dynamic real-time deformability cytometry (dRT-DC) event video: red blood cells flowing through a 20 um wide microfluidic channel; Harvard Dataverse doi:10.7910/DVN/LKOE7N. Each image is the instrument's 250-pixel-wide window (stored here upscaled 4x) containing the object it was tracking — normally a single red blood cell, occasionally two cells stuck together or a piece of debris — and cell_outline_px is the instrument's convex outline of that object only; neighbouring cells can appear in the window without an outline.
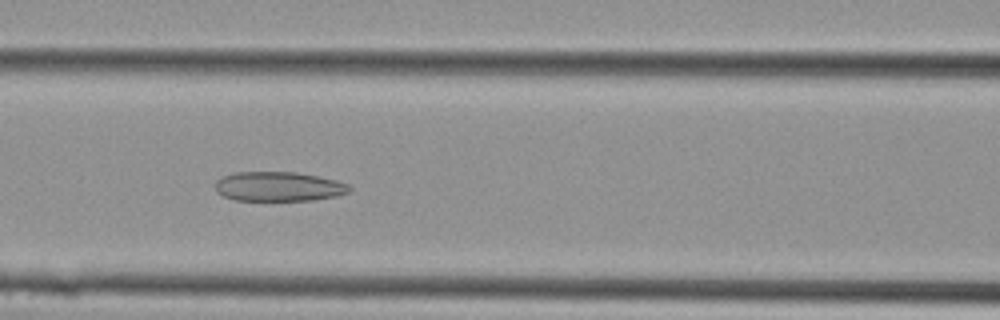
{"species": "Egyptian fruit bat (a non-hibernating species)", "species_latin": "Rousettus aegyptiacus", "temperature_condition": "cold", "stored_images_in_passage": 13, "camera_frame_rate_fps": 3000, "um_per_image_px": 0.085, "animal": {"sex": "female"}, "frame": {"image": 1, "passage_image": 8, "time_ms": 2.333, "image_size_px": [1000, 320], "cell_outline_px": [[352, 188], [348, 192], [336, 196], [312, 200], [232, 200], [216, 192], [216, 180], [224, 176], [236, 172], [296, 172], [336, 180], [348, 184]], "centroid_in_image_um": [23.67, 15.85], "position_along_channel_um": 142.9, "area_um2": 22.95}}
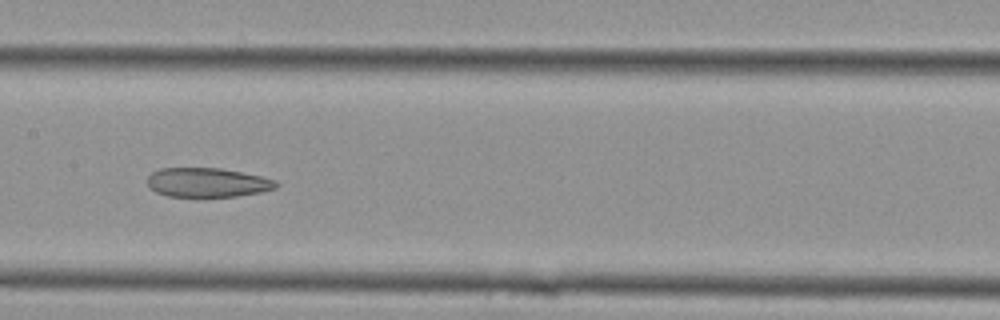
{"frame": {"image": 2, "passage_image": 10, "time_ms": 3.0, "image_size_px": [1000, 320], "cell_outline_px": [[280, 184], [276, 188], [260, 192], [236, 196], [168, 196], [156, 192], [148, 188], [148, 176], [152, 172], [160, 168], [220, 168], [260, 176], [276, 180]], "centroid_in_image_um": [17.62, 15.51], "position_along_channel_um": 189.8, "area_um2": 21.85}}
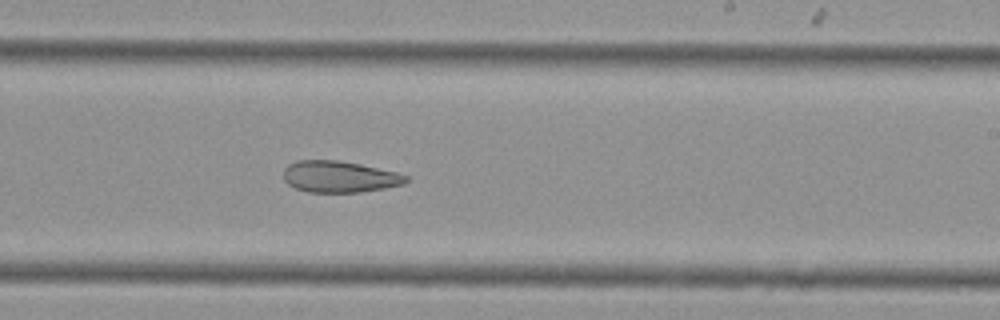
{"frame": {"image": 3, "passage_image": 13, "time_ms": 4.0, "image_size_px": [1000, 320], "cell_outline_px": [[408, 180], [404, 184], [384, 188], [360, 192], [308, 192], [296, 188], [288, 184], [284, 180], [284, 168], [288, 164], [296, 160], [336, 160], [360, 164], [396, 172], [408, 176]], "centroid_in_image_um": [28.83, 15.02], "position_along_channel_um": 260.2, "area_um2": 22.43}}